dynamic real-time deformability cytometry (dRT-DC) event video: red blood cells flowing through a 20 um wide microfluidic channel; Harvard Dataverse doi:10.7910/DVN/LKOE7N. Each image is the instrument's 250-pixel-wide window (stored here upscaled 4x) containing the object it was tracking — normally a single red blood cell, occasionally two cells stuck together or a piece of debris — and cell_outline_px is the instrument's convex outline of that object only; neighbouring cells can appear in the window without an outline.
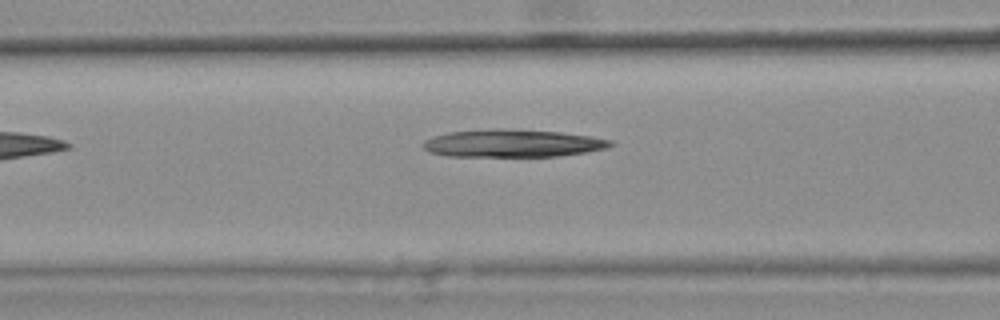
{"species": "common noctule bat (a hibernating species)", "species_latin": "Nyctalus noctula", "temperature_condition": "warm", "stored_images_in_passage": 6, "camera_frame_rate_fps": 3000, "um_per_image_px": 0.085, "animal": {"sex": "female", "body_mass_g": 25.1}, "frame": {"image": 1, "passage_image": 6, "time_ms": 1.667, "image_size_px": [1000, 320], "cell_outline_px": [[616, 144], [604, 148], [584, 152], [556, 156], [448, 156], [428, 152], [420, 144], [424, 140], [432, 136], [448, 132], [496, 128], [560, 132], [592, 136], [612, 140]], "centroid_in_image_um": [43.52, 12.17], "position_along_channel_um": 123.1, "area_um2": 30.23}}